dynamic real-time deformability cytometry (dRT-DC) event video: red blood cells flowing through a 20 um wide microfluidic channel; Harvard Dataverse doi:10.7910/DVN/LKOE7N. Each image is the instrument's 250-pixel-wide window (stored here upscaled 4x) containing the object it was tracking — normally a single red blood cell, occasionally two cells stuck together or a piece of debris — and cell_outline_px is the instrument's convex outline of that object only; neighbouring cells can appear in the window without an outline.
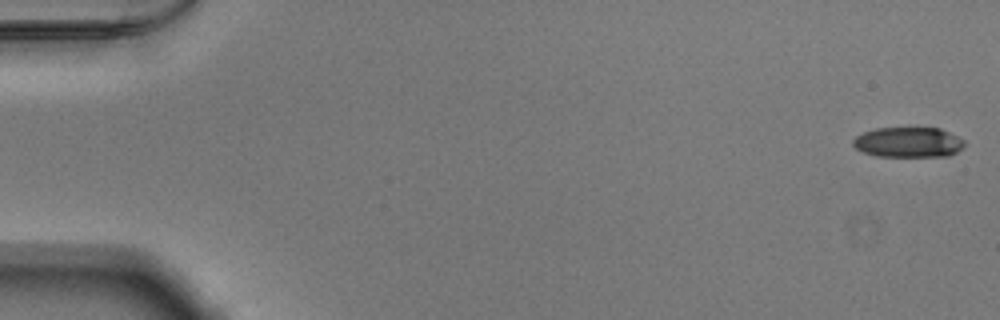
{"species": "Egyptian fruit bat (a non-hibernating species)", "species_latin": "Rousettus aegyptiacus", "temperature_condition": "warm", "stored_images_in_passage": 49, "camera_frame_rate_fps": 3000, "um_per_image_px": 0.085, "animal": {"sex": "male"}, "frame": {"image": 1, "passage_image": 1, "time_ms": 0.0, "image_size_px": [1000, 320], "cell_outline_px": [[964, 148], [948, 156], [876, 156], [864, 152], [856, 148], [852, 144], [852, 140], [856, 136], [864, 132], [876, 128], [908, 124], [940, 128], [964, 140]], "centroid_in_image_um": [77.2, 12.03], "position_along_channel_um": 7.8, "area_um2": 20.46}}
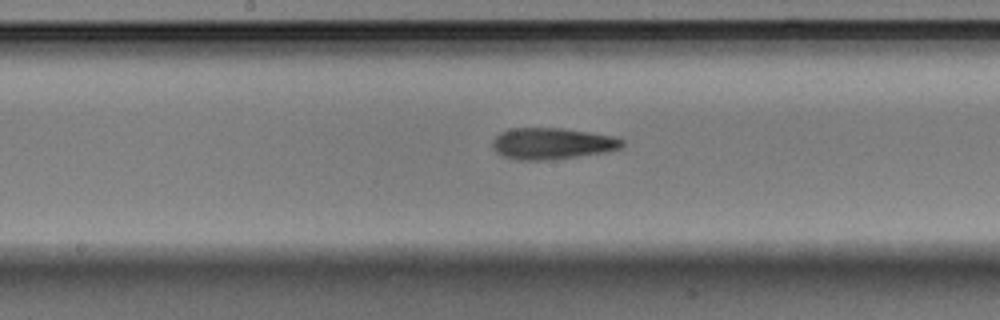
{"frame": {"image": 2, "passage_image": 28, "time_ms": 9.0, "image_size_px": [1000, 320], "cell_outline_px": [[624, 144], [620, 148], [608, 152], [544, 160], [516, 160], [504, 156], [496, 152], [492, 148], [492, 140], [500, 132], [512, 128], [560, 128], [588, 132], [612, 136], [624, 140]], "centroid_in_image_um": [46.9, 12.2], "position_along_channel_um": 201.3, "area_um2": 23.64}}
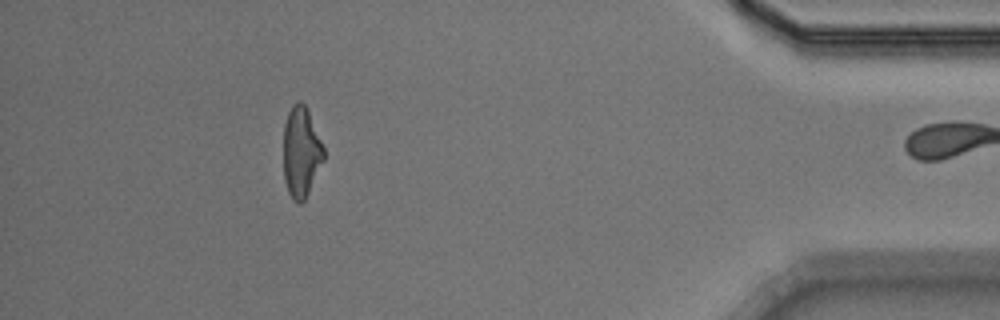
{"frame": {"image": 3, "passage_image": 48, "time_ms": 15.667, "image_size_px": [1000, 320], "cell_outline_px": [[324, 160], [304, 200], [300, 204], [296, 204], [292, 200], [288, 192], [284, 180], [284, 124], [288, 112], [292, 104], [296, 100], [300, 100], [304, 104], [308, 112], [324, 148]], "centroid_in_image_um": [25.58, 12.94], "position_along_channel_um": 409.6, "area_um2": 21.15}}